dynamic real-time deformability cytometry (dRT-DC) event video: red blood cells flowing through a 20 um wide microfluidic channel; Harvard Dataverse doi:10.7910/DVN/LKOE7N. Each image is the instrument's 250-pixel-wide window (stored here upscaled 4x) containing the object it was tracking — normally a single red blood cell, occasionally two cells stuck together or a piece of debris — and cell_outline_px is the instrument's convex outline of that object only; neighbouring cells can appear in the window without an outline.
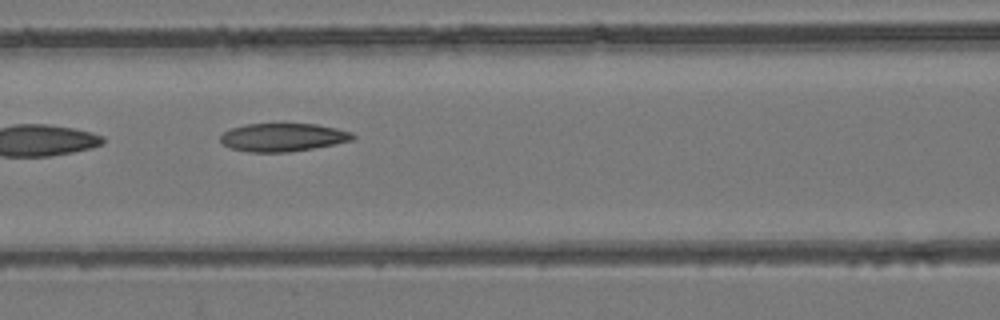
{"species": "common noctule bat (a hibernating species)", "species_latin": "Nyctalus noctula", "temperature_condition": "room temperature", "stored_images_in_passage": 6, "camera_frame_rate_fps": 3000, "um_per_image_px": 0.085, "animal": {"sex": "female", "body_mass_g": 24.6, "forearm_length_mm": 56.2}, "frame": {"image": 1, "passage_image": 3, "time_ms": 2.333, "image_size_px": [1000, 320], "cell_outline_px": [[356, 136], [352, 140], [312, 148], [288, 152], [248, 152], [232, 148], [224, 144], [220, 140], [220, 136], [224, 132], [232, 128], [244, 124], [316, 124], [336, 128], [352, 132]], "centroid_in_image_um": [24.04, 11.66], "position_along_channel_um": 142.6, "area_um2": 21.5}}
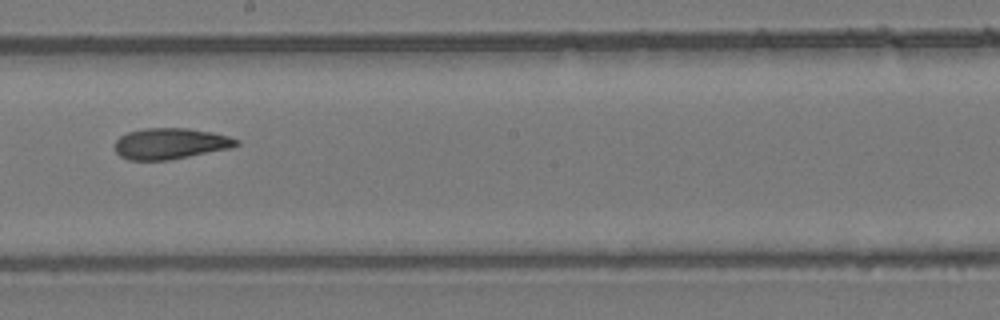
{"frame": {"image": 2, "passage_image": 5, "time_ms": 4.667, "image_size_px": [1000, 320], "cell_outline_px": [[240, 144], [232, 148], [168, 160], [128, 160], [120, 156], [116, 152], [116, 140], [120, 136], [128, 132], [144, 128], [188, 128], [212, 132], [228, 136], [240, 140]], "centroid_in_image_um": [14.5, 12.2], "position_along_channel_um": 233.7, "area_um2": 22.02}}
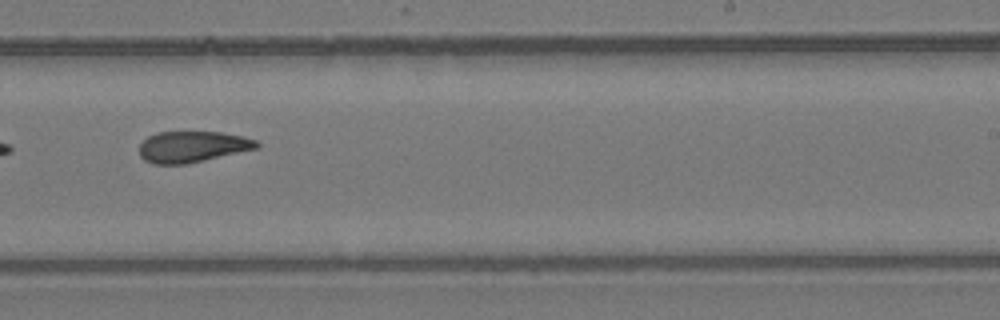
{"frame": {"image": 3, "passage_image": 6, "time_ms": 5.667, "image_size_px": [1000, 320], "cell_outline_px": [[260, 148], [188, 164], [152, 164], [144, 160], [140, 156], [140, 144], [148, 136], [156, 132], [220, 132], [244, 136], [256, 140], [260, 144]], "centroid_in_image_um": [16.38, 12.48], "position_along_channel_um": 272.6, "area_um2": 21.56}}